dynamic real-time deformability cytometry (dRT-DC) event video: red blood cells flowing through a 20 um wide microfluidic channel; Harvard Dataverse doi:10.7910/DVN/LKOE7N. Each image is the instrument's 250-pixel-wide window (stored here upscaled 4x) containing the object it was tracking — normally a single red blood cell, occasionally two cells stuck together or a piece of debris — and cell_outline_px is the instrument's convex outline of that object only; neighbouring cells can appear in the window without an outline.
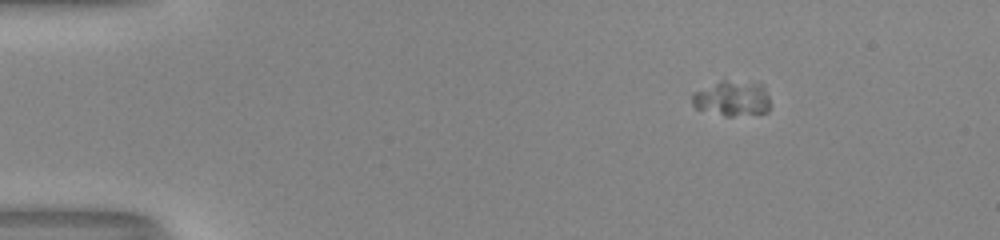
{"species": "human", "species_latin": "Homo sapiens", "temperature_condition": "room temperature", "stored_images_in_passage": 55, "camera_frame_rate_fps": 3000, "um_per_image_px": 0.085, "donor": {"sex": "male"}, "frame": {"image": 1, "passage_image": 10, "time_ms": 3.0, "image_size_px": [1000, 240], "cell_outline_px": [[768, 112], [732, 116], [724, 116], [696, 108], [692, 104], [692, 92], [720, 80], [724, 80], [764, 84], [768, 96]], "centroid_in_image_um": [62.2, 8.36], "position_along_channel_um": 22.8, "area_um2": 16.07}}
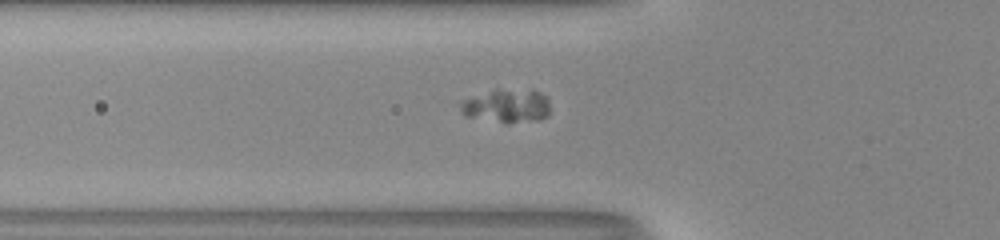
{"frame": {"image": 2, "passage_image": 22, "time_ms": 7.0, "image_size_px": [1000, 240], "cell_outline_px": [[548, 116], [540, 120], [508, 124], [464, 116], [460, 112], [460, 100], [496, 88], [500, 88], [540, 92], [548, 100]], "centroid_in_image_um": [43.01, 9.02], "position_along_channel_um": 82.8, "area_um2": 17.92}}